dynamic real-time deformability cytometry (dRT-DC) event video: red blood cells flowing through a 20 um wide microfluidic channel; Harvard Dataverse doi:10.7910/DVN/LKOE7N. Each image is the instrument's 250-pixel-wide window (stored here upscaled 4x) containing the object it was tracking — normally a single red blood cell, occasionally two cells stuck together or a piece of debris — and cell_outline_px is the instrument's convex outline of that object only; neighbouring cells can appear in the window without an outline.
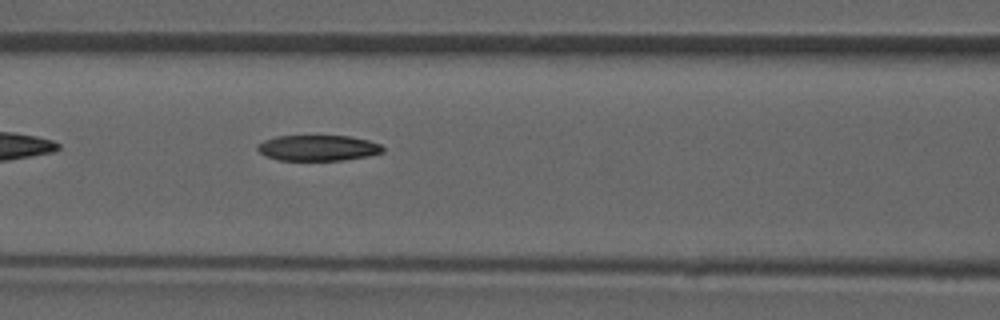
{"species": "common noctule bat (a hibernating species)", "species_latin": "Nyctalus noctula", "temperature_condition": "room temperature", "stored_images_in_passage": 5, "camera_frame_rate_fps": 3000, "um_per_image_px": 0.085, "animal": {"sex": "male", "forearm_length_mm": 52.5}, "frame": {"image": 1, "passage_image": 5, "time_ms": 4.667, "image_size_px": [1000, 320], "cell_outline_px": [[384, 152], [368, 156], [344, 160], [280, 160], [264, 156], [256, 148], [264, 140], [276, 136], [348, 136], [368, 140], [380, 144], [384, 148]], "centroid_in_image_um": [27.04, 12.58], "position_along_channel_um": 139.6, "area_um2": 18.73}}